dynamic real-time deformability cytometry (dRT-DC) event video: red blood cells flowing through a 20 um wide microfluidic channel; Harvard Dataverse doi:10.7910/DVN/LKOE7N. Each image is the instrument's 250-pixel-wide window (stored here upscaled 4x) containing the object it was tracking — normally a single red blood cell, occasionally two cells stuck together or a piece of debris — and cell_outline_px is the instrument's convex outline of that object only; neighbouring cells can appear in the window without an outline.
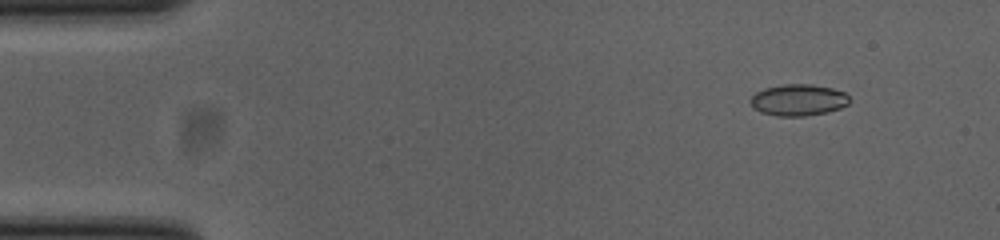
{"species": "common noctule bat (a hibernating species)", "species_latin": "Nyctalus noctula", "temperature_condition": "cold", "stored_images_in_passage": 49, "camera_frame_rate_fps": 3000, "um_per_image_px": 0.085, "animal": {"sex": "female", "body_mass_g": 23.0, "forearm_length_mm": 53.4}, "frame": {"image": 1, "passage_image": 6, "time_ms": 1.667, "image_size_px": [1000, 240], "cell_outline_px": [[852, 100], [848, 104], [840, 108], [828, 112], [804, 116], [776, 116], [760, 112], [752, 108], [748, 100], [756, 92], [764, 88], [784, 84], [812, 84], [832, 88], [844, 92]], "centroid_in_image_um": [67.84, 8.5], "position_along_channel_um": 17.2, "area_um2": 18.44}}
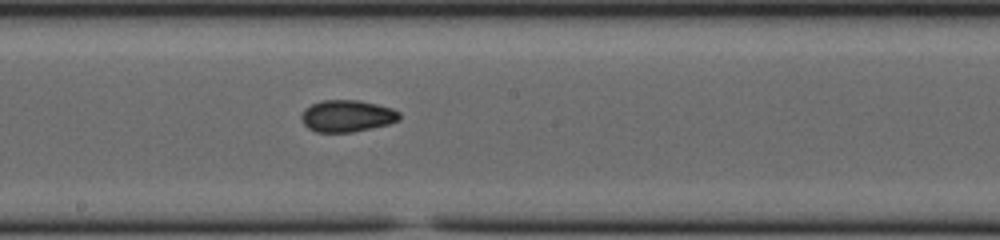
{"frame": {"image": 2, "passage_image": 29, "time_ms": 9.333, "image_size_px": [1000, 240], "cell_outline_px": [[400, 120], [388, 124], [352, 132], [316, 132], [308, 128], [304, 124], [300, 116], [304, 108], [320, 100], [356, 100], [376, 104], [392, 108], [400, 112]], "centroid_in_image_um": [29.48, 9.85], "position_along_channel_um": 218.7, "area_um2": 18.21}}
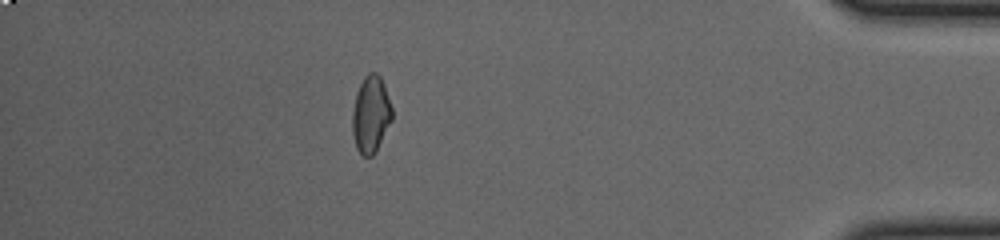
{"frame": {"image": 3, "passage_image": 47, "time_ms": 15.333, "image_size_px": [1000, 240], "cell_outline_px": [[392, 120], [376, 152], [372, 156], [364, 156], [356, 148], [352, 132], [352, 112], [356, 92], [364, 76], [368, 72], [376, 72], [380, 76], [384, 84], [392, 108]], "centroid_in_image_um": [31.52, 9.71], "position_along_channel_um": 403.7, "area_um2": 17.92}}